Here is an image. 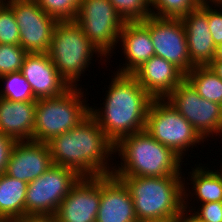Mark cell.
Masks as SVG:
<instances>
[{
	"mask_svg": "<svg viewBox=\"0 0 222 222\" xmlns=\"http://www.w3.org/2000/svg\"><path fill=\"white\" fill-rule=\"evenodd\" d=\"M183 176L117 177L134 201L138 222L180 217L184 211Z\"/></svg>",
	"mask_w": 222,
	"mask_h": 222,
	"instance_id": "cell-4",
	"label": "cell"
},
{
	"mask_svg": "<svg viewBox=\"0 0 222 222\" xmlns=\"http://www.w3.org/2000/svg\"><path fill=\"white\" fill-rule=\"evenodd\" d=\"M165 100L205 141L209 140L210 136L213 139L218 135L222 137V106L202 98L186 79L179 83Z\"/></svg>",
	"mask_w": 222,
	"mask_h": 222,
	"instance_id": "cell-10",
	"label": "cell"
},
{
	"mask_svg": "<svg viewBox=\"0 0 222 222\" xmlns=\"http://www.w3.org/2000/svg\"><path fill=\"white\" fill-rule=\"evenodd\" d=\"M100 193L96 222H138L134 201L119 178L113 174L100 176Z\"/></svg>",
	"mask_w": 222,
	"mask_h": 222,
	"instance_id": "cell-17",
	"label": "cell"
},
{
	"mask_svg": "<svg viewBox=\"0 0 222 222\" xmlns=\"http://www.w3.org/2000/svg\"><path fill=\"white\" fill-rule=\"evenodd\" d=\"M0 80L5 86L3 90H0L1 98L16 102L37 101L30 84L20 71L3 75Z\"/></svg>",
	"mask_w": 222,
	"mask_h": 222,
	"instance_id": "cell-24",
	"label": "cell"
},
{
	"mask_svg": "<svg viewBox=\"0 0 222 222\" xmlns=\"http://www.w3.org/2000/svg\"><path fill=\"white\" fill-rule=\"evenodd\" d=\"M208 25L215 45L219 46L222 44V1L208 2Z\"/></svg>",
	"mask_w": 222,
	"mask_h": 222,
	"instance_id": "cell-31",
	"label": "cell"
},
{
	"mask_svg": "<svg viewBox=\"0 0 222 222\" xmlns=\"http://www.w3.org/2000/svg\"><path fill=\"white\" fill-rule=\"evenodd\" d=\"M221 165H222V164H221ZM221 168H222V166H220V169H218V170L222 173V169H221Z\"/></svg>",
	"mask_w": 222,
	"mask_h": 222,
	"instance_id": "cell-39",
	"label": "cell"
},
{
	"mask_svg": "<svg viewBox=\"0 0 222 222\" xmlns=\"http://www.w3.org/2000/svg\"><path fill=\"white\" fill-rule=\"evenodd\" d=\"M53 166L47 143L34 140L16 141L5 173L27 183L35 180Z\"/></svg>",
	"mask_w": 222,
	"mask_h": 222,
	"instance_id": "cell-14",
	"label": "cell"
},
{
	"mask_svg": "<svg viewBox=\"0 0 222 222\" xmlns=\"http://www.w3.org/2000/svg\"><path fill=\"white\" fill-rule=\"evenodd\" d=\"M47 54L69 87L81 85L78 81L81 74L86 73V68L88 70L93 57H101L99 61L104 60V63L108 61L75 20L58 21Z\"/></svg>",
	"mask_w": 222,
	"mask_h": 222,
	"instance_id": "cell-5",
	"label": "cell"
},
{
	"mask_svg": "<svg viewBox=\"0 0 222 222\" xmlns=\"http://www.w3.org/2000/svg\"><path fill=\"white\" fill-rule=\"evenodd\" d=\"M152 16L159 18H181L197 9L200 0H150ZM154 9V10H153ZM157 10V11H156Z\"/></svg>",
	"mask_w": 222,
	"mask_h": 222,
	"instance_id": "cell-25",
	"label": "cell"
},
{
	"mask_svg": "<svg viewBox=\"0 0 222 222\" xmlns=\"http://www.w3.org/2000/svg\"><path fill=\"white\" fill-rule=\"evenodd\" d=\"M125 22H142L152 16L150 0H109Z\"/></svg>",
	"mask_w": 222,
	"mask_h": 222,
	"instance_id": "cell-26",
	"label": "cell"
},
{
	"mask_svg": "<svg viewBox=\"0 0 222 222\" xmlns=\"http://www.w3.org/2000/svg\"><path fill=\"white\" fill-rule=\"evenodd\" d=\"M141 23L149 30L155 56L174 64L185 75L194 68L188 54L186 31L180 18L149 16Z\"/></svg>",
	"mask_w": 222,
	"mask_h": 222,
	"instance_id": "cell-12",
	"label": "cell"
},
{
	"mask_svg": "<svg viewBox=\"0 0 222 222\" xmlns=\"http://www.w3.org/2000/svg\"><path fill=\"white\" fill-rule=\"evenodd\" d=\"M213 60L222 61V44L217 46L215 58Z\"/></svg>",
	"mask_w": 222,
	"mask_h": 222,
	"instance_id": "cell-37",
	"label": "cell"
},
{
	"mask_svg": "<svg viewBox=\"0 0 222 222\" xmlns=\"http://www.w3.org/2000/svg\"><path fill=\"white\" fill-rule=\"evenodd\" d=\"M37 101L16 102L0 97V132L15 141L33 140Z\"/></svg>",
	"mask_w": 222,
	"mask_h": 222,
	"instance_id": "cell-20",
	"label": "cell"
},
{
	"mask_svg": "<svg viewBox=\"0 0 222 222\" xmlns=\"http://www.w3.org/2000/svg\"><path fill=\"white\" fill-rule=\"evenodd\" d=\"M28 183L0 174V222H10L25 215Z\"/></svg>",
	"mask_w": 222,
	"mask_h": 222,
	"instance_id": "cell-22",
	"label": "cell"
},
{
	"mask_svg": "<svg viewBox=\"0 0 222 222\" xmlns=\"http://www.w3.org/2000/svg\"><path fill=\"white\" fill-rule=\"evenodd\" d=\"M20 72L37 99L57 97L70 88L47 53H28Z\"/></svg>",
	"mask_w": 222,
	"mask_h": 222,
	"instance_id": "cell-16",
	"label": "cell"
},
{
	"mask_svg": "<svg viewBox=\"0 0 222 222\" xmlns=\"http://www.w3.org/2000/svg\"><path fill=\"white\" fill-rule=\"evenodd\" d=\"M16 141L0 132V174L5 173L8 160Z\"/></svg>",
	"mask_w": 222,
	"mask_h": 222,
	"instance_id": "cell-32",
	"label": "cell"
},
{
	"mask_svg": "<svg viewBox=\"0 0 222 222\" xmlns=\"http://www.w3.org/2000/svg\"><path fill=\"white\" fill-rule=\"evenodd\" d=\"M208 66L222 80V61L213 60Z\"/></svg>",
	"mask_w": 222,
	"mask_h": 222,
	"instance_id": "cell-34",
	"label": "cell"
},
{
	"mask_svg": "<svg viewBox=\"0 0 222 222\" xmlns=\"http://www.w3.org/2000/svg\"><path fill=\"white\" fill-rule=\"evenodd\" d=\"M201 165L205 164L199 163L195 168H192L191 172H188L190 173V175L188 174L190 176L189 181L193 185L191 190L194 192L192 193L189 189L190 187L186 186L190 185V183H184V187H186L184 188V205H190L189 200H192L191 197L194 195L196 196L197 204L199 202L200 204L222 202V173L218 169L214 171Z\"/></svg>",
	"mask_w": 222,
	"mask_h": 222,
	"instance_id": "cell-21",
	"label": "cell"
},
{
	"mask_svg": "<svg viewBox=\"0 0 222 222\" xmlns=\"http://www.w3.org/2000/svg\"><path fill=\"white\" fill-rule=\"evenodd\" d=\"M143 222H180V217H168L164 219L148 220Z\"/></svg>",
	"mask_w": 222,
	"mask_h": 222,
	"instance_id": "cell-36",
	"label": "cell"
},
{
	"mask_svg": "<svg viewBox=\"0 0 222 222\" xmlns=\"http://www.w3.org/2000/svg\"><path fill=\"white\" fill-rule=\"evenodd\" d=\"M27 54L20 45L0 44V77L20 71Z\"/></svg>",
	"mask_w": 222,
	"mask_h": 222,
	"instance_id": "cell-29",
	"label": "cell"
},
{
	"mask_svg": "<svg viewBox=\"0 0 222 222\" xmlns=\"http://www.w3.org/2000/svg\"><path fill=\"white\" fill-rule=\"evenodd\" d=\"M132 75L153 99H165L185 79L178 67L155 55Z\"/></svg>",
	"mask_w": 222,
	"mask_h": 222,
	"instance_id": "cell-18",
	"label": "cell"
},
{
	"mask_svg": "<svg viewBox=\"0 0 222 222\" xmlns=\"http://www.w3.org/2000/svg\"><path fill=\"white\" fill-rule=\"evenodd\" d=\"M10 222H57L55 215H24Z\"/></svg>",
	"mask_w": 222,
	"mask_h": 222,
	"instance_id": "cell-33",
	"label": "cell"
},
{
	"mask_svg": "<svg viewBox=\"0 0 222 222\" xmlns=\"http://www.w3.org/2000/svg\"><path fill=\"white\" fill-rule=\"evenodd\" d=\"M74 20L96 49L109 60L125 23L109 0H82Z\"/></svg>",
	"mask_w": 222,
	"mask_h": 222,
	"instance_id": "cell-8",
	"label": "cell"
},
{
	"mask_svg": "<svg viewBox=\"0 0 222 222\" xmlns=\"http://www.w3.org/2000/svg\"><path fill=\"white\" fill-rule=\"evenodd\" d=\"M145 131L182 159L205 140L193 126L165 99H153L147 112ZM191 147V149H189ZM187 150V151H186Z\"/></svg>",
	"mask_w": 222,
	"mask_h": 222,
	"instance_id": "cell-7",
	"label": "cell"
},
{
	"mask_svg": "<svg viewBox=\"0 0 222 222\" xmlns=\"http://www.w3.org/2000/svg\"><path fill=\"white\" fill-rule=\"evenodd\" d=\"M82 88L70 87L60 96L37 99L34 141L47 143L77 127L90 114V106Z\"/></svg>",
	"mask_w": 222,
	"mask_h": 222,
	"instance_id": "cell-6",
	"label": "cell"
},
{
	"mask_svg": "<svg viewBox=\"0 0 222 222\" xmlns=\"http://www.w3.org/2000/svg\"><path fill=\"white\" fill-rule=\"evenodd\" d=\"M192 207V208H191ZM193 209V206L184 205V210L192 212L191 214L201 222H222V202L201 203L199 208ZM199 210V211H198Z\"/></svg>",
	"mask_w": 222,
	"mask_h": 222,
	"instance_id": "cell-30",
	"label": "cell"
},
{
	"mask_svg": "<svg viewBox=\"0 0 222 222\" xmlns=\"http://www.w3.org/2000/svg\"><path fill=\"white\" fill-rule=\"evenodd\" d=\"M186 31L190 62L193 66H208L215 58L216 48L208 25V2L180 18Z\"/></svg>",
	"mask_w": 222,
	"mask_h": 222,
	"instance_id": "cell-15",
	"label": "cell"
},
{
	"mask_svg": "<svg viewBox=\"0 0 222 222\" xmlns=\"http://www.w3.org/2000/svg\"><path fill=\"white\" fill-rule=\"evenodd\" d=\"M189 213V214H188ZM180 222H201L186 210L180 215Z\"/></svg>",
	"mask_w": 222,
	"mask_h": 222,
	"instance_id": "cell-35",
	"label": "cell"
},
{
	"mask_svg": "<svg viewBox=\"0 0 222 222\" xmlns=\"http://www.w3.org/2000/svg\"><path fill=\"white\" fill-rule=\"evenodd\" d=\"M113 74L102 108L90 106V114L116 145L123 137L145 130L153 98L132 74Z\"/></svg>",
	"mask_w": 222,
	"mask_h": 222,
	"instance_id": "cell-2",
	"label": "cell"
},
{
	"mask_svg": "<svg viewBox=\"0 0 222 222\" xmlns=\"http://www.w3.org/2000/svg\"><path fill=\"white\" fill-rule=\"evenodd\" d=\"M185 79L202 98L222 106V80L209 66H195L185 75Z\"/></svg>",
	"mask_w": 222,
	"mask_h": 222,
	"instance_id": "cell-23",
	"label": "cell"
},
{
	"mask_svg": "<svg viewBox=\"0 0 222 222\" xmlns=\"http://www.w3.org/2000/svg\"><path fill=\"white\" fill-rule=\"evenodd\" d=\"M101 201L100 176L81 177L61 201L57 222H96Z\"/></svg>",
	"mask_w": 222,
	"mask_h": 222,
	"instance_id": "cell-13",
	"label": "cell"
},
{
	"mask_svg": "<svg viewBox=\"0 0 222 222\" xmlns=\"http://www.w3.org/2000/svg\"><path fill=\"white\" fill-rule=\"evenodd\" d=\"M80 178L70 168L53 165L28 183L25 215H55L61 201Z\"/></svg>",
	"mask_w": 222,
	"mask_h": 222,
	"instance_id": "cell-9",
	"label": "cell"
},
{
	"mask_svg": "<svg viewBox=\"0 0 222 222\" xmlns=\"http://www.w3.org/2000/svg\"><path fill=\"white\" fill-rule=\"evenodd\" d=\"M18 24L20 46L28 53H47L58 20L48 15L36 0H4Z\"/></svg>",
	"mask_w": 222,
	"mask_h": 222,
	"instance_id": "cell-11",
	"label": "cell"
},
{
	"mask_svg": "<svg viewBox=\"0 0 222 222\" xmlns=\"http://www.w3.org/2000/svg\"><path fill=\"white\" fill-rule=\"evenodd\" d=\"M117 153L121 162L115 165V177L185 176L181 174L185 161L145 130L123 137L115 145Z\"/></svg>",
	"mask_w": 222,
	"mask_h": 222,
	"instance_id": "cell-3",
	"label": "cell"
},
{
	"mask_svg": "<svg viewBox=\"0 0 222 222\" xmlns=\"http://www.w3.org/2000/svg\"><path fill=\"white\" fill-rule=\"evenodd\" d=\"M200 1H201V2H210V1H211V2H213V1L215 2V1H222V0H200Z\"/></svg>",
	"mask_w": 222,
	"mask_h": 222,
	"instance_id": "cell-38",
	"label": "cell"
},
{
	"mask_svg": "<svg viewBox=\"0 0 222 222\" xmlns=\"http://www.w3.org/2000/svg\"><path fill=\"white\" fill-rule=\"evenodd\" d=\"M47 145L53 165L70 168L80 177L113 174L115 163L109 162L114 161L115 144L91 114L77 127L52 138Z\"/></svg>",
	"mask_w": 222,
	"mask_h": 222,
	"instance_id": "cell-1",
	"label": "cell"
},
{
	"mask_svg": "<svg viewBox=\"0 0 222 222\" xmlns=\"http://www.w3.org/2000/svg\"><path fill=\"white\" fill-rule=\"evenodd\" d=\"M0 44L20 45V34L13 9L0 1Z\"/></svg>",
	"mask_w": 222,
	"mask_h": 222,
	"instance_id": "cell-27",
	"label": "cell"
},
{
	"mask_svg": "<svg viewBox=\"0 0 222 222\" xmlns=\"http://www.w3.org/2000/svg\"><path fill=\"white\" fill-rule=\"evenodd\" d=\"M82 0H36L38 5L58 21L74 20Z\"/></svg>",
	"mask_w": 222,
	"mask_h": 222,
	"instance_id": "cell-28",
	"label": "cell"
},
{
	"mask_svg": "<svg viewBox=\"0 0 222 222\" xmlns=\"http://www.w3.org/2000/svg\"><path fill=\"white\" fill-rule=\"evenodd\" d=\"M125 64L116 73L133 74L155 55L149 30L141 22H125L119 36ZM127 61V62H126Z\"/></svg>",
	"mask_w": 222,
	"mask_h": 222,
	"instance_id": "cell-19",
	"label": "cell"
}]
</instances>
